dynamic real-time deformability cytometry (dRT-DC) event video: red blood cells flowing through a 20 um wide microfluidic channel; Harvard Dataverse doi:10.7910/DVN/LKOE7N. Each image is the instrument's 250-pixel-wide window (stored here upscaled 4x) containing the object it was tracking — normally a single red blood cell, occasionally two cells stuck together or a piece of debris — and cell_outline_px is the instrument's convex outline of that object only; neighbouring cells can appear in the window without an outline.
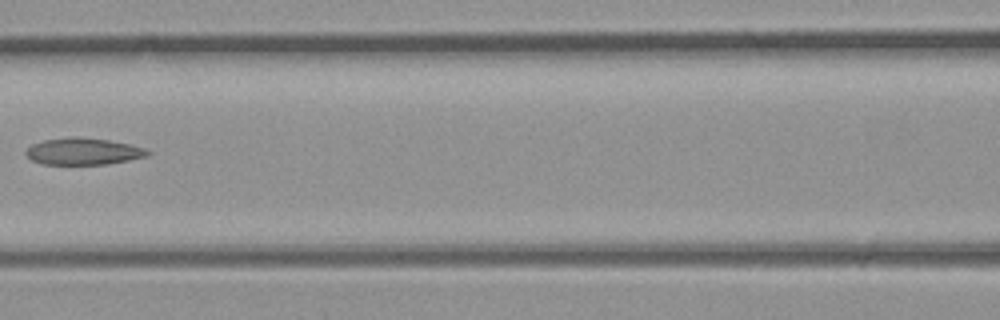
{"species": "common noctule bat (a hibernating species)", "species_latin": "Nyctalus noctula", "temperature_condition": "room temperature", "stored_images_in_passage": 5, "camera_frame_rate_fps": 3000, "um_per_image_px": 0.085, "animal": {"sex": "male", "body_mass_g": 23.1, "forearm_length_mm": 52.7}, "frame": {"image": 1, "passage_image": 5, "time_ms": 1.333, "image_size_px": [1000, 320], "cell_outline_px": [[152, 152], [148, 156], [128, 160], [104, 164], [44, 164], [32, 160], [24, 152], [32, 144], [44, 140], [72, 136], [76, 136], [108, 140], [128, 144], [144, 148]], "centroid_in_image_um": [7.07, 12.86], "position_along_channel_um": 159.5, "area_um2": 18.84}}